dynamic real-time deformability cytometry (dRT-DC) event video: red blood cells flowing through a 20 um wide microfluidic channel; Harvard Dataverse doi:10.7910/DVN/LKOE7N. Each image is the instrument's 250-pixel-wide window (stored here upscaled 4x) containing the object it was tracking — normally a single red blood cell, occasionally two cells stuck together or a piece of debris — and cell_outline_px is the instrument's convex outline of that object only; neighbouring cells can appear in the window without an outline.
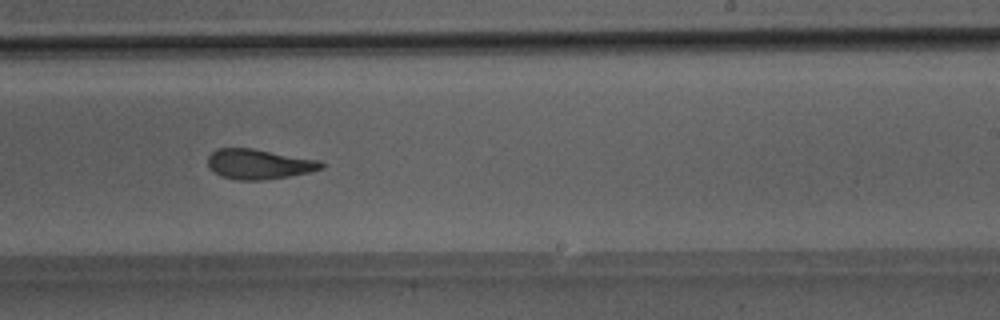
{"species": "Egyptian fruit bat (a non-hibernating species)", "species_latin": "Rousettus aegyptiacus", "temperature_condition": "room temperature", "stored_images_in_passage": 39, "camera_frame_rate_fps": 3000, "um_per_image_px": 0.085, "animal": {"sex": "male"}, "frame": {"image": 1, "passage_image": 23, "time_ms": 7.333, "image_size_px": [1000, 320], "cell_outline_px": [[324, 168], [312, 172], [264, 180], [236, 180], [220, 176], [208, 168], [208, 156], [216, 148], [252, 148], [320, 160], [324, 164]], "centroid_in_image_um": [22.0, 13.95], "position_along_channel_um": 267.0, "area_um2": 20.06}}
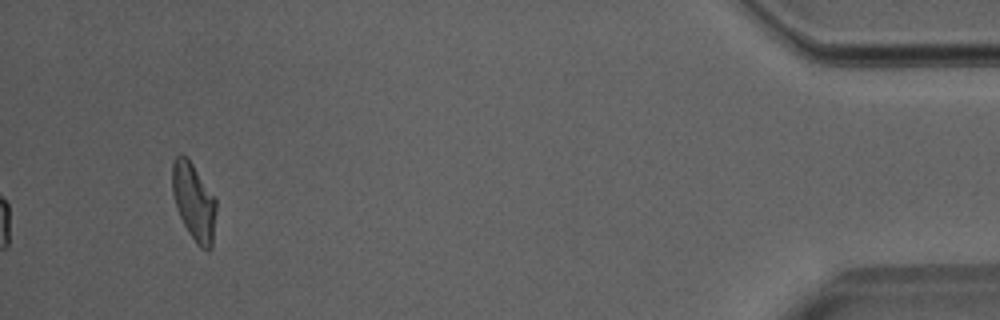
{"frame": {"image": 2, "passage_image": 39, "time_ms": 12.667, "image_size_px": [1000, 320], "cell_outline_px": [[216, 208], [212, 248], [208, 252], [200, 248], [196, 244], [188, 232], [176, 208], [172, 192], [172, 164], [176, 156], [180, 152], [192, 164], [216, 196]], "centroid_in_image_um": [16.49, 17.18], "position_along_channel_um": 418.7, "area_um2": 20.0}}